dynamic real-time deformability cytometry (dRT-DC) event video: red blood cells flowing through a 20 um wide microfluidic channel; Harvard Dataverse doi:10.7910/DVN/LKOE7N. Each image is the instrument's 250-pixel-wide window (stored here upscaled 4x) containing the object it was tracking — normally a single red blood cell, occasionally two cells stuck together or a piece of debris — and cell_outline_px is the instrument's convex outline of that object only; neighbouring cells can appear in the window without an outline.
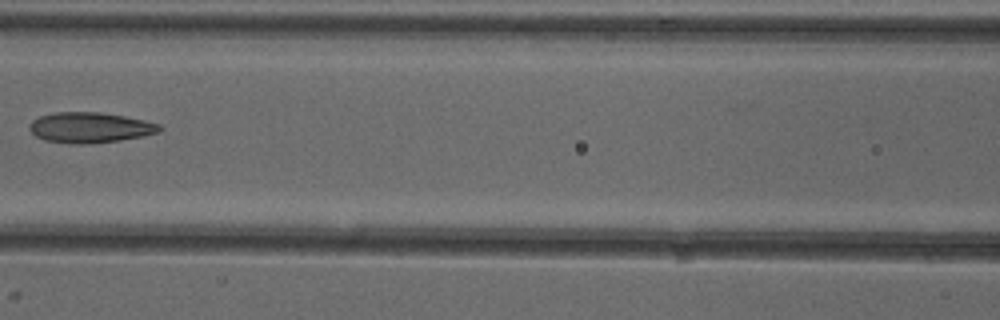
{"species": "common noctule bat (a hibernating species)", "species_latin": "Nyctalus noctula", "temperature_condition": "cold", "stored_images_in_passage": 6, "camera_frame_rate_fps": 3000, "um_per_image_px": 0.085, "animal": {"sex": "female"}, "frame": {"image": 1, "passage_image": 6, "time_ms": 6.667, "image_size_px": [1000, 320], "cell_outline_px": [[164, 128], [160, 132], [144, 136], [120, 140], [88, 144], [68, 144], [44, 140], [36, 136], [28, 128], [28, 124], [32, 120], [40, 116], [52, 112], [100, 112], [124, 116], [144, 120], [160, 124]], "centroid_in_image_um": [7.65, 10.84], "position_along_channel_um": 159.0, "area_um2": 23.41}}